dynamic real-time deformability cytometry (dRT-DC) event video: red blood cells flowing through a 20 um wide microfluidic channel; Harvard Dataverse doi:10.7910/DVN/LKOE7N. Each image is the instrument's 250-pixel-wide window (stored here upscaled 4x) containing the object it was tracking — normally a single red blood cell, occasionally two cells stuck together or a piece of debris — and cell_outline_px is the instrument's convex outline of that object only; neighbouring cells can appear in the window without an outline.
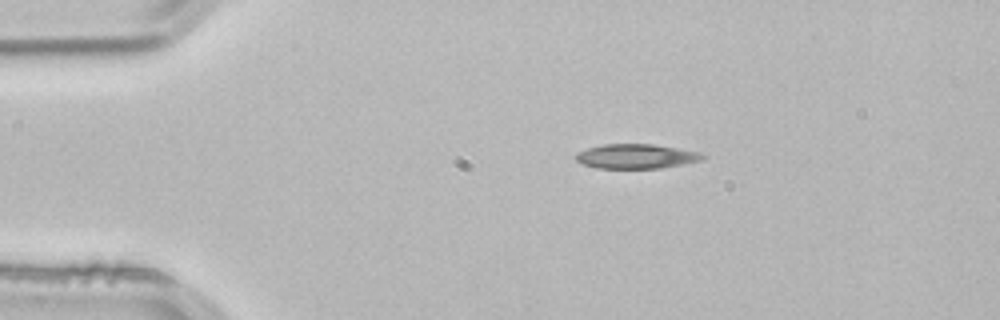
{"species": "common noctule bat (a hibernating species)", "species_latin": "Nyctalus noctula", "temperature_condition": "room temperature", "stored_images_in_passage": 44, "camera_frame_rate_fps": 3000, "um_per_image_px": 0.085, "animal": {"sex": "male", "body_mass_g": 21.5, "forearm_length_mm": 52.0}, "frame": {"image": 1, "passage_image": 1, "time_ms": 0.0, "image_size_px": [1000, 320], "cell_outline_px": [[704, 160], [684, 164], [660, 168], [596, 168], [580, 164], [576, 160], [576, 152], [588, 148], [604, 144], [652, 144], [700, 152], [704, 156]], "centroid_in_image_um": [54.05, 13.29], "position_along_channel_um": 30.9, "area_um2": 18.15}}
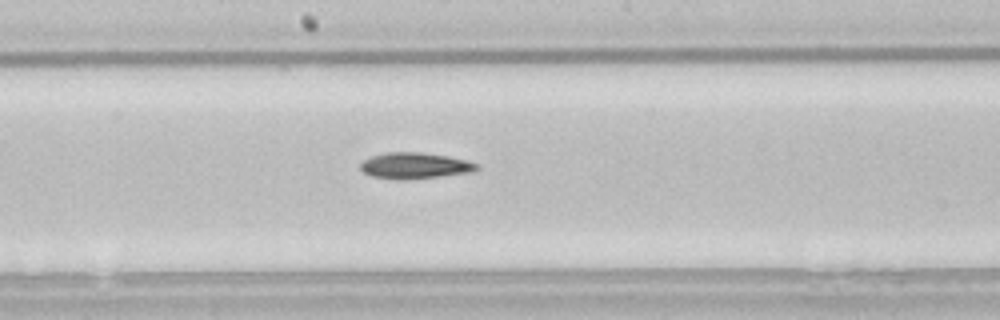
{"frame": {"image": 2, "passage_image": 19, "time_ms": 6.0, "image_size_px": [1000, 320], "cell_outline_px": [[480, 168], [472, 172], [408, 180], [396, 180], [372, 176], [364, 172], [360, 168], [360, 164], [364, 160], [372, 156], [388, 152], [420, 152], [448, 156], [464, 160], [476, 164]], "centroid_in_image_um": [35.24, 14.09], "position_along_channel_um": 213.0, "area_um2": 17.63}}
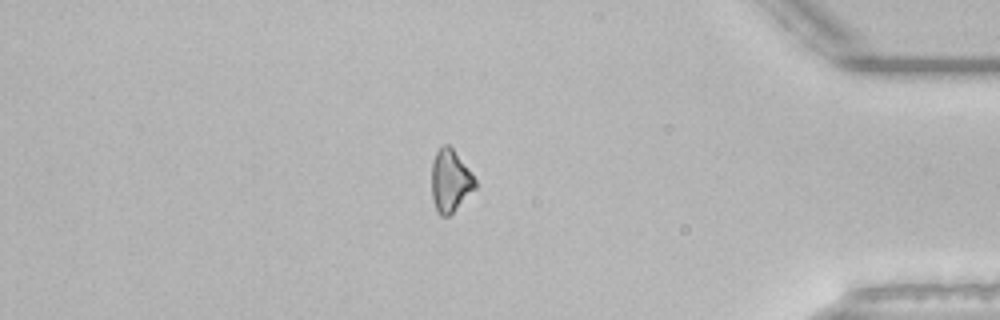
{"frame": {"image": 3, "passage_image": 36, "time_ms": 11.667, "image_size_px": [1000, 320], "cell_outline_px": [[476, 188], [448, 216], [440, 216], [436, 212], [432, 200], [432, 160], [436, 152], [444, 144], [448, 144], [452, 148], [476, 180]], "centroid_in_image_um": [38.24, 15.39], "position_along_channel_um": 397.0, "area_um2": 15.61}, "authors_computed_cell_mechanics": {"area_um2": 17.3689, "velocity_mm_per_s": 3.8508, "shape_relaxation_time_tau1_ms": 6.3969, "shape_relaxation_time_tau2_ms": null, "deformation_change_tau1": 0.128, "deformation_change_tau2": null}}